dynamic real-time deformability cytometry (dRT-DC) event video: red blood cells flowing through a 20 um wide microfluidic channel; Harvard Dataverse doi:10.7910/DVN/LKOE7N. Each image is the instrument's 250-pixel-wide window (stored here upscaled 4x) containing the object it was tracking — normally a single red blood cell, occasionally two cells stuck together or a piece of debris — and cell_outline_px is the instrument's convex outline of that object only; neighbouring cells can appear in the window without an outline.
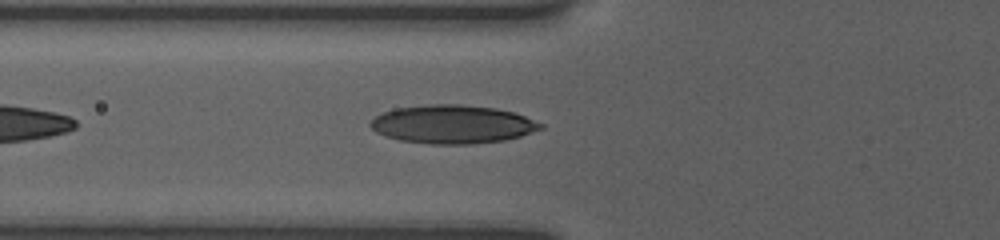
{"species": "human", "species_latin": "Homo sapiens", "temperature_condition": "room temperature", "stored_images_in_passage": 15, "camera_frame_rate_fps": 3000, "um_per_image_px": 0.085, "donor": {"sex": "female"}, "frame": {"image": 1, "passage_image": 5, "time_ms": 1.333, "image_size_px": [1000, 240], "cell_outline_px": [[544, 128], [520, 136], [504, 140], [472, 144], [432, 144], [400, 140], [384, 136], [376, 132], [368, 124], [376, 116], [384, 112], [396, 108], [428, 104], [460, 104], [496, 108], [512, 112], [524, 116], [544, 124]], "centroid_in_image_um": [38.46, 10.56], "position_along_channel_um": 87.3, "area_um2": 38.09}}
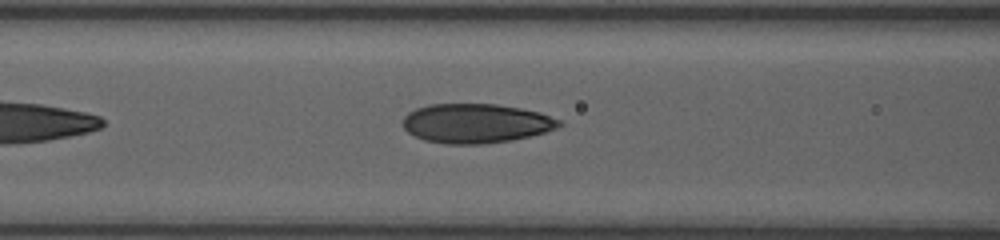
{"frame": {"image": 2, "passage_image": 7, "time_ms": 2.333, "image_size_px": [1000, 240], "cell_outline_px": [[564, 124], [556, 128], [544, 132], [512, 140], [484, 144], [448, 144], [424, 140], [408, 132], [404, 128], [404, 116], [408, 112], [416, 108], [428, 104], [496, 104], [520, 108], [540, 112], [560, 120]], "centroid_in_image_um": [40.45, 10.48], "position_along_channel_um": 126.1, "area_um2": 35.78}}
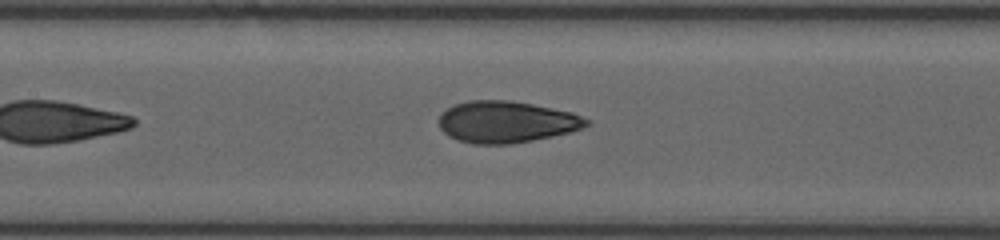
{"frame": {"image": 3, "passage_image": 11, "time_ms": 3.333, "image_size_px": [1000, 240], "cell_outline_px": [[592, 124], [568, 132], [552, 136], [512, 144], [472, 144], [456, 140], [448, 136], [440, 128], [440, 116], [448, 108], [456, 104], [468, 100], [508, 100], [532, 104], [572, 112], [592, 120]], "centroid_in_image_um": [43.06, 10.37], "position_along_channel_um": 164.3, "area_um2": 35.78}}